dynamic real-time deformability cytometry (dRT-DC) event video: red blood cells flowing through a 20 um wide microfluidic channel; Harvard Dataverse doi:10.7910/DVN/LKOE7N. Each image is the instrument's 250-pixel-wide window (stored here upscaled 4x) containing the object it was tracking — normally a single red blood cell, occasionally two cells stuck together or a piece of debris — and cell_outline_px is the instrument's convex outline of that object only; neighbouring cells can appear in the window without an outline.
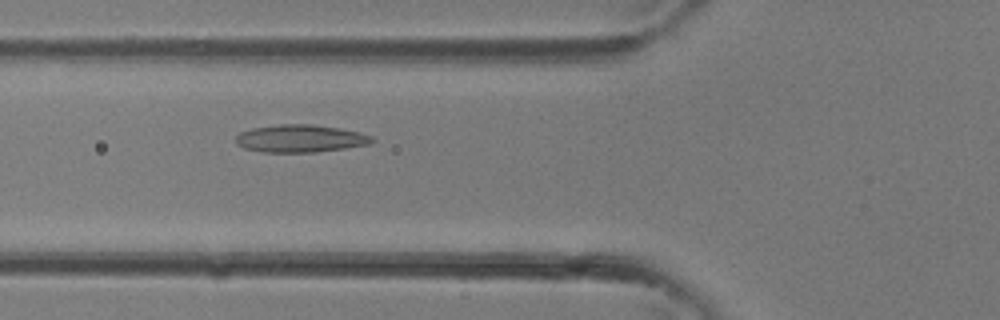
{"species": "common noctule bat (a hibernating species)", "species_latin": "Nyctalus noctula", "temperature_condition": "room temperature", "stored_images_in_passage": 13, "camera_frame_rate_fps": 3000, "um_per_image_px": 0.085, "animal": {"sex": "female"}, "frame": {"image": 1, "passage_image": 13, "time_ms": 4.0, "image_size_px": [1000, 320], "cell_outline_px": [[376, 140], [368, 144], [344, 148], [316, 152], [264, 152], [244, 148], [236, 144], [236, 136], [240, 132], [252, 128], [280, 124], [312, 124], [340, 128], [360, 132], [372, 136]], "centroid_in_image_um": [25.53, 11.77], "position_along_channel_um": 100.3, "area_um2": 21.91}}